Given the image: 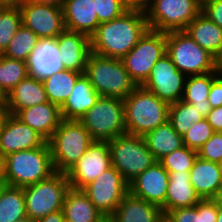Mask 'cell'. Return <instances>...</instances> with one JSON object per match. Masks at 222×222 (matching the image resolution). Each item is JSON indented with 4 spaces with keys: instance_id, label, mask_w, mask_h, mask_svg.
I'll return each instance as SVG.
<instances>
[{
    "instance_id": "1",
    "label": "cell",
    "mask_w": 222,
    "mask_h": 222,
    "mask_svg": "<svg viewBox=\"0 0 222 222\" xmlns=\"http://www.w3.org/2000/svg\"><path fill=\"white\" fill-rule=\"evenodd\" d=\"M149 29L146 13L127 10L118 18L98 26L90 36L91 52L122 59Z\"/></svg>"
},
{
    "instance_id": "2",
    "label": "cell",
    "mask_w": 222,
    "mask_h": 222,
    "mask_svg": "<svg viewBox=\"0 0 222 222\" xmlns=\"http://www.w3.org/2000/svg\"><path fill=\"white\" fill-rule=\"evenodd\" d=\"M127 134L144 136L168 121L170 104L142 86L123 99Z\"/></svg>"
},
{
    "instance_id": "3",
    "label": "cell",
    "mask_w": 222,
    "mask_h": 222,
    "mask_svg": "<svg viewBox=\"0 0 222 222\" xmlns=\"http://www.w3.org/2000/svg\"><path fill=\"white\" fill-rule=\"evenodd\" d=\"M54 172L47 141L41 147L14 152L3 158V176L9 186L36 184Z\"/></svg>"
},
{
    "instance_id": "4",
    "label": "cell",
    "mask_w": 222,
    "mask_h": 222,
    "mask_svg": "<svg viewBox=\"0 0 222 222\" xmlns=\"http://www.w3.org/2000/svg\"><path fill=\"white\" fill-rule=\"evenodd\" d=\"M84 74L100 96L123 100L137 87L118 58L90 52Z\"/></svg>"
},
{
    "instance_id": "5",
    "label": "cell",
    "mask_w": 222,
    "mask_h": 222,
    "mask_svg": "<svg viewBox=\"0 0 222 222\" xmlns=\"http://www.w3.org/2000/svg\"><path fill=\"white\" fill-rule=\"evenodd\" d=\"M47 142L54 170L66 173L86 152L93 140L79 120L62 119Z\"/></svg>"
},
{
    "instance_id": "6",
    "label": "cell",
    "mask_w": 222,
    "mask_h": 222,
    "mask_svg": "<svg viewBox=\"0 0 222 222\" xmlns=\"http://www.w3.org/2000/svg\"><path fill=\"white\" fill-rule=\"evenodd\" d=\"M166 53L186 76L217 72V59L185 31L166 33Z\"/></svg>"
},
{
    "instance_id": "7",
    "label": "cell",
    "mask_w": 222,
    "mask_h": 222,
    "mask_svg": "<svg viewBox=\"0 0 222 222\" xmlns=\"http://www.w3.org/2000/svg\"><path fill=\"white\" fill-rule=\"evenodd\" d=\"M108 144L111 166L121 173L128 184L157 162L143 136L126 133L111 139Z\"/></svg>"
},
{
    "instance_id": "8",
    "label": "cell",
    "mask_w": 222,
    "mask_h": 222,
    "mask_svg": "<svg viewBox=\"0 0 222 222\" xmlns=\"http://www.w3.org/2000/svg\"><path fill=\"white\" fill-rule=\"evenodd\" d=\"M79 121L93 141H110L126 134L123 100L100 96L95 105Z\"/></svg>"
},
{
    "instance_id": "9",
    "label": "cell",
    "mask_w": 222,
    "mask_h": 222,
    "mask_svg": "<svg viewBox=\"0 0 222 222\" xmlns=\"http://www.w3.org/2000/svg\"><path fill=\"white\" fill-rule=\"evenodd\" d=\"M70 184L63 172H54L47 179L23 187L27 217L39 220L62 210Z\"/></svg>"
},
{
    "instance_id": "10",
    "label": "cell",
    "mask_w": 222,
    "mask_h": 222,
    "mask_svg": "<svg viewBox=\"0 0 222 222\" xmlns=\"http://www.w3.org/2000/svg\"><path fill=\"white\" fill-rule=\"evenodd\" d=\"M201 10L200 0H155L146 17L150 30L184 31Z\"/></svg>"
},
{
    "instance_id": "11",
    "label": "cell",
    "mask_w": 222,
    "mask_h": 222,
    "mask_svg": "<svg viewBox=\"0 0 222 222\" xmlns=\"http://www.w3.org/2000/svg\"><path fill=\"white\" fill-rule=\"evenodd\" d=\"M165 53L166 33L149 29L121 60L130 78L137 86H141Z\"/></svg>"
},
{
    "instance_id": "12",
    "label": "cell",
    "mask_w": 222,
    "mask_h": 222,
    "mask_svg": "<svg viewBox=\"0 0 222 222\" xmlns=\"http://www.w3.org/2000/svg\"><path fill=\"white\" fill-rule=\"evenodd\" d=\"M82 191L105 217H110L129 192V185L121 173L111 166Z\"/></svg>"
},
{
    "instance_id": "13",
    "label": "cell",
    "mask_w": 222,
    "mask_h": 222,
    "mask_svg": "<svg viewBox=\"0 0 222 222\" xmlns=\"http://www.w3.org/2000/svg\"><path fill=\"white\" fill-rule=\"evenodd\" d=\"M187 76L177 70L165 53L153 66L148 79L141 85L169 104L182 100Z\"/></svg>"
},
{
    "instance_id": "14",
    "label": "cell",
    "mask_w": 222,
    "mask_h": 222,
    "mask_svg": "<svg viewBox=\"0 0 222 222\" xmlns=\"http://www.w3.org/2000/svg\"><path fill=\"white\" fill-rule=\"evenodd\" d=\"M109 167H111V152L108 142L93 141L65 174L70 188L82 189Z\"/></svg>"
},
{
    "instance_id": "15",
    "label": "cell",
    "mask_w": 222,
    "mask_h": 222,
    "mask_svg": "<svg viewBox=\"0 0 222 222\" xmlns=\"http://www.w3.org/2000/svg\"><path fill=\"white\" fill-rule=\"evenodd\" d=\"M18 6L22 24L40 39L57 38L65 30L62 7L40 4L36 0H23Z\"/></svg>"
},
{
    "instance_id": "16",
    "label": "cell",
    "mask_w": 222,
    "mask_h": 222,
    "mask_svg": "<svg viewBox=\"0 0 222 222\" xmlns=\"http://www.w3.org/2000/svg\"><path fill=\"white\" fill-rule=\"evenodd\" d=\"M168 182L169 173L157 161L128 184L129 192L136 197L157 205L165 215Z\"/></svg>"
},
{
    "instance_id": "17",
    "label": "cell",
    "mask_w": 222,
    "mask_h": 222,
    "mask_svg": "<svg viewBox=\"0 0 222 222\" xmlns=\"http://www.w3.org/2000/svg\"><path fill=\"white\" fill-rule=\"evenodd\" d=\"M46 140L15 115L9 114L0 135V155L41 147Z\"/></svg>"
},
{
    "instance_id": "18",
    "label": "cell",
    "mask_w": 222,
    "mask_h": 222,
    "mask_svg": "<svg viewBox=\"0 0 222 222\" xmlns=\"http://www.w3.org/2000/svg\"><path fill=\"white\" fill-rule=\"evenodd\" d=\"M64 69L85 73L91 52L90 37L83 33L64 30L56 38Z\"/></svg>"
},
{
    "instance_id": "19",
    "label": "cell",
    "mask_w": 222,
    "mask_h": 222,
    "mask_svg": "<svg viewBox=\"0 0 222 222\" xmlns=\"http://www.w3.org/2000/svg\"><path fill=\"white\" fill-rule=\"evenodd\" d=\"M65 29L90 37L100 25L93 0H64Z\"/></svg>"
},
{
    "instance_id": "20",
    "label": "cell",
    "mask_w": 222,
    "mask_h": 222,
    "mask_svg": "<svg viewBox=\"0 0 222 222\" xmlns=\"http://www.w3.org/2000/svg\"><path fill=\"white\" fill-rule=\"evenodd\" d=\"M30 76L43 80L64 69L56 38L40 39L28 61Z\"/></svg>"
},
{
    "instance_id": "21",
    "label": "cell",
    "mask_w": 222,
    "mask_h": 222,
    "mask_svg": "<svg viewBox=\"0 0 222 222\" xmlns=\"http://www.w3.org/2000/svg\"><path fill=\"white\" fill-rule=\"evenodd\" d=\"M15 116L39 133L46 141L51 138L62 120L60 107L50 101L24 108Z\"/></svg>"
},
{
    "instance_id": "22",
    "label": "cell",
    "mask_w": 222,
    "mask_h": 222,
    "mask_svg": "<svg viewBox=\"0 0 222 222\" xmlns=\"http://www.w3.org/2000/svg\"><path fill=\"white\" fill-rule=\"evenodd\" d=\"M48 101L42 81L30 75L20 81L4 98L6 107L12 115H16L24 108Z\"/></svg>"
},
{
    "instance_id": "23",
    "label": "cell",
    "mask_w": 222,
    "mask_h": 222,
    "mask_svg": "<svg viewBox=\"0 0 222 222\" xmlns=\"http://www.w3.org/2000/svg\"><path fill=\"white\" fill-rule=\"evenodd\" d=\"M190 182L201 199H214L222 184L220 163L197 157L190 170Z\"/></svg>"
},
{
    "instance_id": "24",
    "label": "cell",
    "mask_w": 222,
    "mask_h": 222,
    "mask_svg": "<svg viewBox=\"0 0 222 222\" xmlns=\"http://www.w3.org/2000/svg\"><path fill=\"white\" fill-rule=\"evenodd\" d=\"M114 222H162L160 207L128 192L110 216Z\"/></svg>"
},
{
    "instance_id": "25",
    "label": "cell",
    "mask_w": 222,
    "mask_h": 222,
    "mask_svg": "<svg viewBox=\"0 0 222 222\" xmlns=\"http://www.w3.org/2000/svg\"><path fill=\"white\" fill-rule=\"evenodd\" d=\"M100 95L93 88L88 77L82 74L68 96L65 103L60 107L62 119L79 120L91 109Z\"/></svg>"
},
{
    "instance_id": "26",
    "label": "cell",
    "mask_w": 222,
    "mask_h": 222,
    "mask_svg": "<svg viewBox=\"0 0 222 222\" xmlns=\"http://www.w3.org/2000/svg\"><path fill=\"white\" fill-rule=\"evenodd\" d=\"M201 200L190 182V173L170 172L165 199V214L177 208L193 207Z\"/></svg>"
},
{
    "instance_id": "27",
    "label": "cell",
    "mask_w": 222,
    "mask_h": 222,
    "mask_svg": "<svg viewBox=\"0 0 222 222\" xmlns=\"http://www.w3.org/2000/svg\"><path fill=\"white\" fill-rule=\"evenodd\" d=\"M184 31L216 59L222 53V29L202 12Z\"/></svg>"
},
{
    "instance_id": "28",
    "label": "cell",
    "mask_w": 222,
    "mask_h": 222,
    "mask_svg": "<svg viewBox=\"0 0 222 222\" xmlns=\"http://www.w3.org/2000/svg\"><path fill=\"white\" fill-rule=\"evenodd\" d=\"M65 222H99L105 217L82 189L70 188L62 206Z\"/></svg>"
},
{
    "instance_id": "29",
    "label": "cell",
    "mask_w": 222,
    "mask_h": 222,
    "mask_svg": "<svg viewBox=\"0 0 222 222\" xmlns=\"http://www.w3.org/2000/svg\"><path fill=\"white\" fill-rule=\"evenodd\" d=\"M218 76V72H209L201 75H190L186 78L182 101L197 108L204 118L207 117L212 109L208 96L212 82Z\"/></svg>"
},
{
    "instance_id": "30",
    "label": "cell",
    "mask_w": 222,
    "mask_h": 222,
    "mask_svg": "<svg viewBox=\"0 0 222 222\" xmlns=\"http://www.w3.org/2000/svg\"><path fill=\"white\" fill-rule=\"evenodd\" d=\"M143 138L157 161L184 146L182 136L169 121L147 132Z\"/></svg>"
},
{
    "instance_id": "31",
    "label": "cell",
    "mask_w": 222,
    "mask_h": 222,
    "mask_svg": "<svg viewBox=\"0 0 222 222\" xmlns=\"http://www.w3.org/2000/svg\"><path fill=\"white\" fill-rule=\"evenodd\" d=\"M81 72L63 69L42 81L47 98L51 103L61 107L71 94Z\"/></svg>"
},
{
    "instance_id": "32",
    "label": "cell",
    "mask_w": 222,
    "mask_h": 222,
    "mask_svg": "<svg viewBox=\"0 0 222 222\" xmlns=\"http://www.w3.org/2000/svg\"><path fill=\"white\" fill-rule=\"evenodd\" d=\"M27 217L23 187L7 185L0 195V222H17Z\"/></svg>"
},
{
    "instance_id": "33",
    "label": "cell",
    "mask_w": 222,
    "mask_h": 222,
    "mask_svg": "<svg viewBox=\"0 0 222 222\" xmlns=\"http://www.w3.org/2000/svg\"><path fill=\"white\" fill-rule=\"evenodd\" d=\"M28 75L26 61L0 54V95L3 98Z\"/></svg>"
},
{
    "instance_id": "34",
    "label": "cell",
    "mask_w": 222,
    "mask_h": 222,
    "mask_svg": "<svg viewBox=\"0 0 222 222\" xmlns=\"http://www.w3.org/2000/svg\"><path fill=\"white\" fill-rule=\"evenodd\" d=\"M39 41L40 38L22 24L2 55L27 62Z\"/></svg>"
},
{
    "instance_id": "35",
    "label": "cell",
    "mask_w": 222,
    "mask_h": 222,
    "mask_svg": "<svg viewBox=\"0 0 222 222\" xmlns=\"http://www.w3.org/2000/svg\"><path fill=\"white\" fill-rule=\"evenodd\" d=\"M203 118L197 108L182 100L170 104L168 121L181 136Z\"/></svg>"
},
{
    "instance_id": "36",
    "label": "cell",
    "mask_w": 222,
    "mask_h": 222,
    "mask_svg": "<svg viewBox=\"0 0 222 222\" xmlns=\"http://www.w3.org/2000/svg\"><path fill=\"white\" fill-rule=\"evenodd\" d=\"M21 25L22 15L19 6L0 7V54L8 47Z\"/></svg>"
},
{
    "instance_id": "37",
    "label": "cell",
    "mask_w": 222,
    "mask_h": 222,
    "mask_svg": "<svg viewBox=\"0 0 222 222\" xmlns=\"http://www.w3.org/2000/svg\"><path fill=\"white\" fill-rule=\"evenodd\" d=\"M197 157L198 155L196 150L184 145L180 149L174 150L168 155H165L158 162L168 173H183V171L190 172Z\"/></svg>"
},
{
    "instance_id": "38",
    "label": "cell",
    "mask_w": 222,
    "mask_h": 222,
    "mask_svg": "<svg viewBox=\"0 0 222 222\" xmlns=\"http://www.w3.org/2000/svg\"><path fill=\"white\" fill-rule=\"evenodd\" d=\"M214 130L206 118L194 124L183 138V144L188 148L198 151V149L207 142L213 135Z\"/></svg>"
},
{
    "instance_id": "39",
    "label": "cell",
    "mask_w": 222,
    "mask_h": 222,
    "mask_svg": "<svg viewBox=\"0 0 222 222\" xmlns=\"http://www.w3.org/2000/svg\"><path fill=\"white\" fill-rule=\"evenodd\" d=\"M100 24L109 22L127 11L125 0H93Z\"/></svg>"
},
{
    "instance_id": "40",
    "label": "cell",
    "mask_w": 222,
    "mask_h": 222,
    "mask_svg": "<svg viewBox=\"0 0 222 222\" xmlns=\"http://www.w3.org/2000/svg\"><path fill=\"white\" fill-rule=\"evenodd\" d=\"M197 155L203 160L221 163L222 132H214L207 142L198 149Z\"/></svg>"
},
{
    "instance_id": "41",
    "label": "cell",
    "mask_w": 222,
    "mask_h": 222,
    "mask_svg": "<svg viewBox=\"0 0 222 222\" xmlns=\"http://www.w3.org/2000/svg\"><path fill=\"white\" fill-rule=\"evenodd\" d=\"M218 202L215 199H201L192 207V222H216Z\"/></svg>"
},
{
    "instance_id": "42",
    "label": "cell",
    "mask_w": 222,
    "mask_h": 222,
    "mask_svg": "<svg viewBox=\"0 0 222 222\" xmlns=\"http://www.w3.org/2000/svg\"><path fill=\"white\" fill-rule=\"evenodd\" d=\"M201 12L222 29V0H205Z\"/></svg>"
},
{
    "instance_id": "43",
    "label": "cell",
    "mask_w": 222,
    "mask_h": 222,
    "mask_svg": "<svg viewBox=\"0 0 222 222\" xmlns=\"http://www.w3.org/2000/svg\"><path fill=\"white\" fill-rule=\"evenodd\" d=\"M208 101L211 108L222 106V77L220 75L212 82Z\"/></svg>"
},
{
    "instance_id": "44",
    "label": "cell",
    "mask_w": 222,
    "mask_h": 222,
    "mask_svg": "<svg viewBox=\"0 0 222 222\" xmlns=\"http://www.w3.org/2000/svg\"><path fill=\"white\" fill-rule=\"evenodd\" d=\"M165 216L171 222H192V207L170 210L165 214Z\"/></svg>"
},
{
    "instance_id": "45",
    "label": "cell",
    "mask_w": 222,
    "mask_h": 222,
    "mask_svg": "<svg viewBox=\"0 0 222 222\" xmlns=\"http://www.w3.org/2000/svg\"><path fill=\"white\" fill-rule=\"evenodd\" d=\"M206 119L212 126L214 132H222V106L212 108Z\"/></svg>"
},
{
    "instance_id": "46",
    "label": "cell",
    "mask_w": 222,
    "mask_h": 222,
    "mask_svg": "<svg viewBox=\"0 0 222 222\" xmlns=\"http://www.w3.org/2000/svg\"><path fill=\"white\" fill-rule=\"evenodd\" d=\"M127 10L140 11L147 13L153 6L155 0H125Z\"/></svg>"
},
{
    "instance_id": "47",
    "label": "cell",
    "mask_w": 222,
    "mask_h": 222,
    "mask_svg": "<svg viewBox=\"0 0 222 222\" xmlns=\"http://www.w3.org/2000/svg\"><path fill=\"white\" fill-rule=\"evenodd\" d=\"M37 222H65V218L62 210L50 213L47 216L37 220Z\"/></svg>"
},
{
    "instance_id": "48",
    "label": "cell",
    "mask_w": 222,
    "mask_h": 222,
    "mask_svg": "<svg viewBox=\"0 0 222 222\" xmlns=\"http://www.w3.org/2000/svg\"><path fill=\"white\" fill-rule=\"evenodd\" d=\"M9 114L10 112L8 111L5 102H0V135Z\"/></svg>"
},
{
    "instance_id": "49",
    "label": "cell",
    "mask_w": 222,
    "mask_h": 222,
    "mask_svg": "<svg viewBox=\"0 0 222 222\" xmlns=\"http://www.w3.org/2000/svg\"><path fill=\"white\" fill-rule=\"evenodd\" d=\"M40 4L53 6V7H62L64 0H36Z\"/></svg>"
},
{
    "instance_id": "50",
    "label": "cell",
    "mask_w": 222,
    "mask_h": 222,
    "mask_svg": "<svg viewBox=\"0 0 222 222\" xmlns=\"http://www.w3.org/2000/svg\"><path fill=\"white\" fill-rule=\"evenodd\" d=\"M23 0H0V7L18 6Z\"/></svg>"
},
{
    "instance_id": "51",
    "label": "cell",
    "mask_w": 222,
    "mask_h": 222,
    "mask_svg": "<svg viewBox=\"0 0 222 222\" xmlns=\"http://www.w3.org/2000/svg\"><path fill=\"white\" fill-rule=\"evenodd\" d=\"M217 72L222 77V53L217 58Z\"/></svg>"
},
{
    "instance_id": "52",
    "label": "cell",
    "mask_w": 222,
    "mask_h": 222,
    "mask_svg": "<svg viewBox=\"0 0 222 222\" xmlns=\"http://www.w3.org/2000/svg\"><path fill=\"white\" fill-rule=\"evenodd\" d=\"M7 185L8 184H7L4 176H0V195L2 194L3 190L6 188Z\"/></svg>"
},
{
    "instance_id": "53",
    "label": "cell",
    "mask_w": 222,
    "mask_h": 222,
    "mask_svg": "<svg viewBox=\"0 0 222 222\" xmlns=\"http://www.w3.org/2000/svg\"><path fill=\"white\" fill-rule=\"evenodd\" d=\"M216 222H222V204L218 203V215Z\"/></svg>"
},
{
    "instance_id": "54",
    "label": "cell",
    "mask_w": 222,
    "mask_h": 222,
    "mask_svg": "<svg viewBox=\"0 0 222 222\" xmlns=\"http://www.w3.org/2000/svg\"><path fill=\"white\" fill-rule=\"evenodd\" d=\"M219 204H222V184L220 186L217 196L214 198Z\"/></svg>"
},
{
    "instance_id": "55",
    "label": "cell",
    "mask_w": 222,
    "mask_h": 222,
    "mask_svg": "<svg viewBox=\"0 0 222 222\" xmlns=\"http://www.w3.org/2000/svg\"><path fill=\"white\" fill-rule=\"evenodd\" d=\"M17 222H37V220H34V219L30 218V217H25V218H23L21 220H18Z\"/></svg>"
},
{
    "instance_id": "56",
    "label": "cell",
    "mask_w": 222,
    "mask_h": 222,
    "mask_svg": "<svg viewBox=\"0 0 222 222\" xmlns=\"http://www.w3.org/2000/svg\"><path fill=\"white\" fill-rule=\"evenodd\" d=\"M0 176H3V157L0 155Z\"/></svg>"
},
{
    "instance_id": "57",
    "label": "cell",
    "mask_w": 222,
    "mask_h": 222,
    "mask_svg": "<svg viewBox=\"0 0 222 222\" xmlns=\"http://www.w3.org/2000/svg\"><path fill=\"white\" fill-rule=\"evenodd\" d=\"M99 222H114L111 217H103Z\"/></svg>"
},
{
    "instance_id": "58",
    "label": "cell",
    "mask_w": 222,
    "mask_h": 222,
    "mask_svg": "<svg viewBox=\"0 0 222 222\" xmlns=\"http://www.w3.org/2000/svg\"><path fill=\"white\" fill-rule=\"evenodd\" d=\"M162 222H171V221L164 215Z\"/></svg>"
},
{
    "instance_id": "59",
    "label": "cell",
    "mask_w": 222,
    "mask_h": 222,
    "mask_svg": "<svg viewBox=\"0 0 222 222\" xmlns=\"http://www.w3.org/2000/svg\"><path fill=\"white\" fill-rule=\"evenodd\" d=\"M4 98L0 95V102H3Z\"/></svg>"
}]
</instances>
